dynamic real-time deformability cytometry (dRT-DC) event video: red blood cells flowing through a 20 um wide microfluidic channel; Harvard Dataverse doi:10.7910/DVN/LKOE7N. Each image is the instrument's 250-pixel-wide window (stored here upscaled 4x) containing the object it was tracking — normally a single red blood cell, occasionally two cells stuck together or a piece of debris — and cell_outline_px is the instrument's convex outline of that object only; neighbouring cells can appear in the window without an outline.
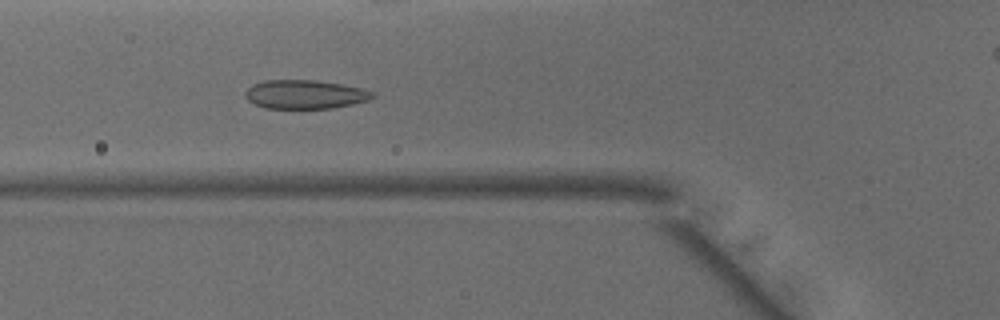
{"species": "common noctule bat (a hibernating species)", "species_latin": "Nyctalus noctula", "temperature_condition": "warm", "stored_images_in_passage": 50, "camera_frame_rate_fps": 3000, "um_per_image_px": 0.085, "animal": {"sex": "male", "body_mass_g": 15.6}, "frame": {"image": 1, "passage_image": 18, "time_ms": 5.667, "image_size_px": [1000, 320], "cell_outline_px": [[376, 96], [368, 100], [352, 104], [332, 108], [264, 108], [252, 104], [244, 96], [244, 92], [252, 84], [264, 80], [316, 80], [364, 88], [376, 92]], "centroid_in_image_um": [25.92, 8.02], "position_along_channel_um": 99.9, "area_um2": 21.62}}
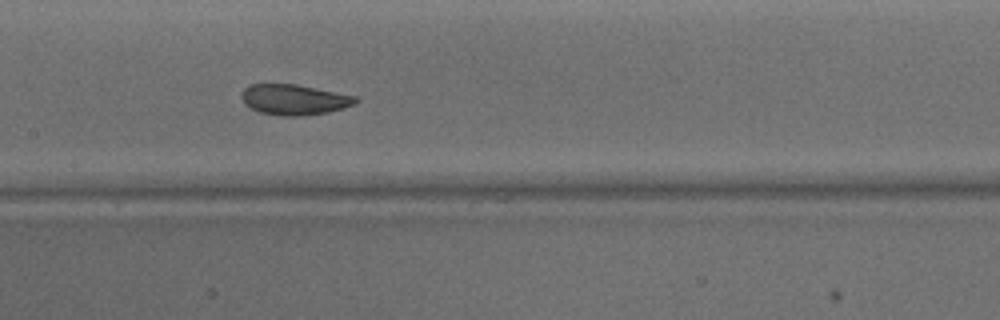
{"frame": {"image": 2, "passage_image": 24, "time_ms": 7.667, "image_size_px": [1000, 320], "cell_outline_px": [[360, 100], [356, 104], [344, 108], [328, 112], [300, 116], [280, 116], [260, 112], [244, 104], [240, 96], [244, 88], [248, 84], [296, 84], [356, 96]], "centroid_in_image_um": [25.01, 8.47], "position_along_channel_um": 182.4, "area_um2": 20.4}}
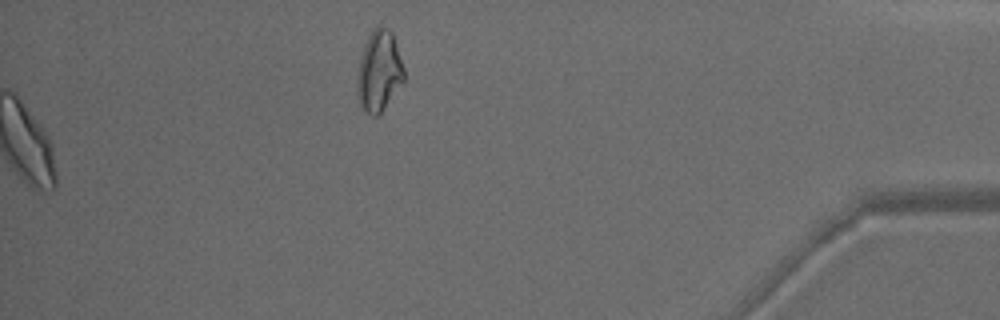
{"frame": {"image": 3, "passage_image": 50, "time_ms": 16.333, "image_size_px": [1000, 320], "cell_outline_px": [[404, 80], [384, 108], [376, 116], [372, 116], [360, 104], [356, 92], [356, 76], [364, 44], [368, 36], [380, 20], [392, 32], [404, 68]], "centroid_in_image_um": [32.21, 5.98], "position_along_channel_um": 403.0, "area_um2": 22.14}, "authors_computed_cell_mechanics": {"area_um2": 22.4842, "velocity_mm_per_s": 4.107, "shape_relaxation_time_tau1_ms": 4.1396, "shape_relaxation_time_tau2_ms": 1.1183, "deformation_change_tau1": 0.1086, "deformation_change_tau2": 0.0585}}